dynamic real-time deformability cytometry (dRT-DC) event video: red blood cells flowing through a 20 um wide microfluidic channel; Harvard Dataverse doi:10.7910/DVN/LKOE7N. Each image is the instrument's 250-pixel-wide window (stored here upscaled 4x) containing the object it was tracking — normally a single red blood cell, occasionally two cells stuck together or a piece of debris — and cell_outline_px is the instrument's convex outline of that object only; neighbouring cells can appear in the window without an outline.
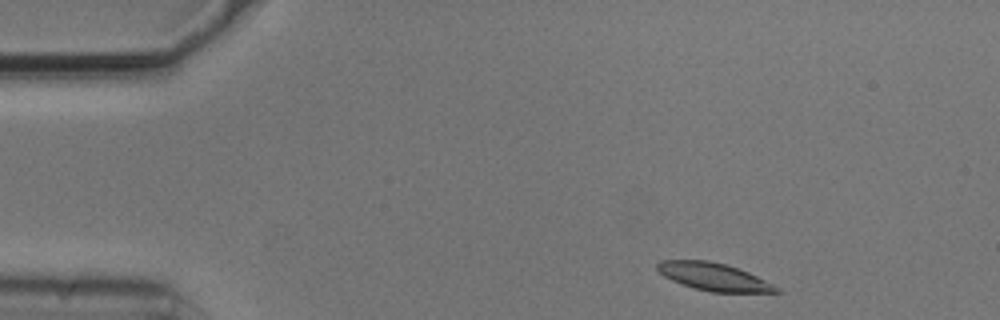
{"species": "common noctule bat (a hibernating species)", "species_latin": "Nyctalus noctula", "temperature_condition": "cold", "stored_images_in_passage": 4, "camera_frame_rate_fps": 3000, "um_per_image_px": 0.085, "animal": {"sex": "male", "body_mass_g": 20.5, "forearm_length_mm": 52.5}, "frame": {"image": 1, "passage_image": 1, "time_ms": 0.0, "image_size_px": [1000, 320], "cell_outline_px": [[780, 292], [712, 292], [696, 288], [672, 280], [664, 276], [656, 268], [656, 264], [660, 260], [708, 260], [724, 264], [748, 272], [780, 288]], "centroid_in_image_um": [60.64, 23.51], "position_along_channel_um": 24.4, "area_um2": 18.79}}
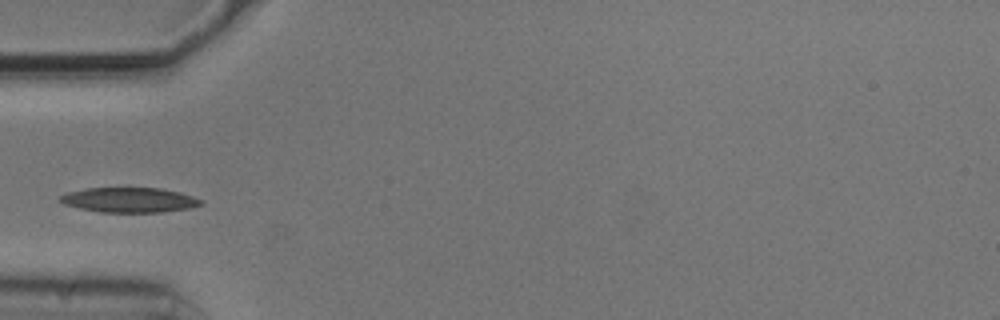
{"frame": {"image": 2, "passage_image": 4, "time_ms": 1.0, "image_size_px": [1000, 320], "cell_outline_px": [[204, 204], [188, 208], [164, 212], [100, 212], [80, 208], [64, 204], [60, 200], [60, 196], [68, 192], [88, 188], [160, 188], [180, 192], [204, 200]], "centroid_in_image_um": [11.04, 16.99], "position_along_channel_um": 74.0, "area_um2": 20.35}}